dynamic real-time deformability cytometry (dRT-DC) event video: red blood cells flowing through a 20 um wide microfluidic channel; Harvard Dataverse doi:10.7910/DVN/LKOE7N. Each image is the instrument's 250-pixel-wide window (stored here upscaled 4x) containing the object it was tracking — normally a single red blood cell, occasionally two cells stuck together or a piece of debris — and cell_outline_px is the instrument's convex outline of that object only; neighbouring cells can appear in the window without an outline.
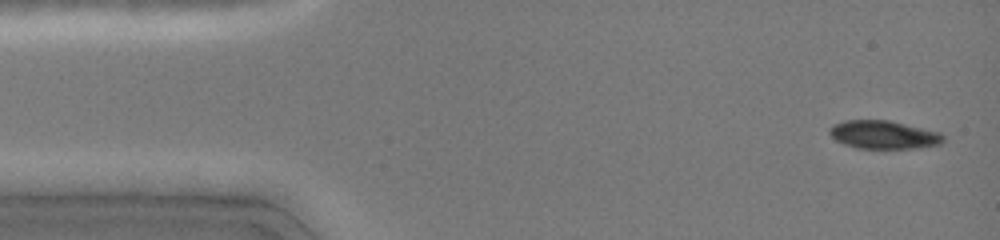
{"species": "common noctule bat (a hibernating species)", "species_latin": "Nyctalus noctula", "temperature_condition": "cold", "stored_images_in_passage": 50, "camera_frame_rate_fps": 3000, "um_per_image_px": 0.085, "animal": {"sex": "female", "body_mass_g": 19.0, "forearm_length_mm": 51.5}, "frame": {"image": 1, "passage_image": 2, "time_ms": 0.333, "image_size_px": [1000, 240], "cell_outline_px": [[944, 140], [940, 144], [920, 148], [856, 148], [844, 144], [836, 140], [828, 132], [828, 128], [832, 124], [844, 120], [888, 120], [940, 132], [944, 136]], "centroid_in_image_um": [75.08, 11.45], "position_along_channel_um": 9.9, "area_um2": 18.79}}
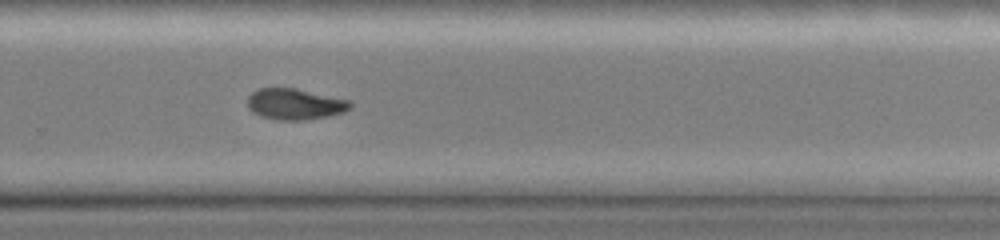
{"frame": {"image": 2, "passage_image": 33, "time_ms": 10.0, "image_size_px": [1000, 240], "cell_outline_px": [[352, 108], [344, 112], [328, 116], [304, 120], [276, 120], [260, 116], [252, 112], [248, 108], [248, 96], [252, 92], [260, 88], [296, 88], [352, 100]], "centroid_in_image_um": [25.1, 8.85], "position_along_channel_um": 304.7, "area_um2": 18.84}}
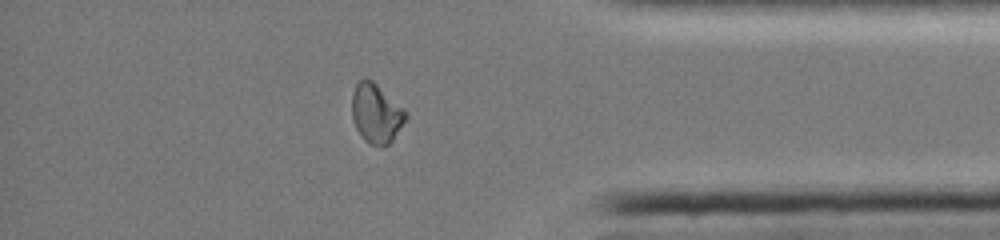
{"frame": {"image": 3, "passage_image": 41, "time_ms": 12.667, "image_size_px": [1000, 240], "cell_outline_px": [[408, 116], [392, 140], [388, 144], [372, 144], [364, 140], [360, 136], [356, 128], [352, 116], [352, 92], [356, 84], [364, 76], [372, 80], [404, 108], [408, 112]], "centroid_in_image_um": [31.96, 9.6], "position_along_channel_um": 403.2, "area_um2": 18.5}}